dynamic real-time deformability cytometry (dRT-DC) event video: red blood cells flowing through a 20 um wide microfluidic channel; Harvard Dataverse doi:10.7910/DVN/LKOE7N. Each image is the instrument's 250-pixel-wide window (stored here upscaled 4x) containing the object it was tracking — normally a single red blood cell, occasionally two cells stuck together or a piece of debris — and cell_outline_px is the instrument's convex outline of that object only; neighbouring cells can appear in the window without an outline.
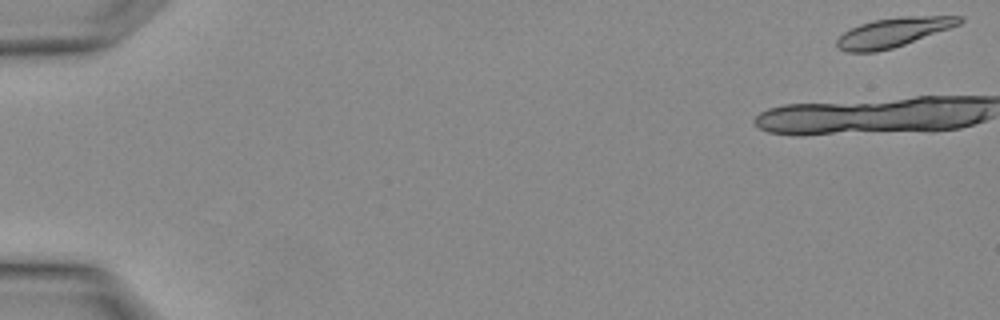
{"species": "Egyptian fruit bat (a non-hibernating species)", "species_latin": "Rousettus aegyptiacus", "temperature_condition": "warm", "stored_images_in_passage": 4, "camera_frame_rate_fps": 3000, "um_per_image_px": 0.085, "animal": {"sex": "female"}, "frame": {"image": 1, "passage_image": 1, "time_ms": 0.0, "image_size_px": [1000, 320], "cell_outline_px": [[964, 20], [960, 24], [904, 44], [892, 48], [876, 52], [848, 52], [840, 48], [836, 44], [836, 40], [844, 32], [860, 24], [872, 20], [900, 16], [960, 16]], "centroid_in_image_um": [75.91, 2.74], "position_along_channel_um": 9.1, "area_um2": 20.58}}